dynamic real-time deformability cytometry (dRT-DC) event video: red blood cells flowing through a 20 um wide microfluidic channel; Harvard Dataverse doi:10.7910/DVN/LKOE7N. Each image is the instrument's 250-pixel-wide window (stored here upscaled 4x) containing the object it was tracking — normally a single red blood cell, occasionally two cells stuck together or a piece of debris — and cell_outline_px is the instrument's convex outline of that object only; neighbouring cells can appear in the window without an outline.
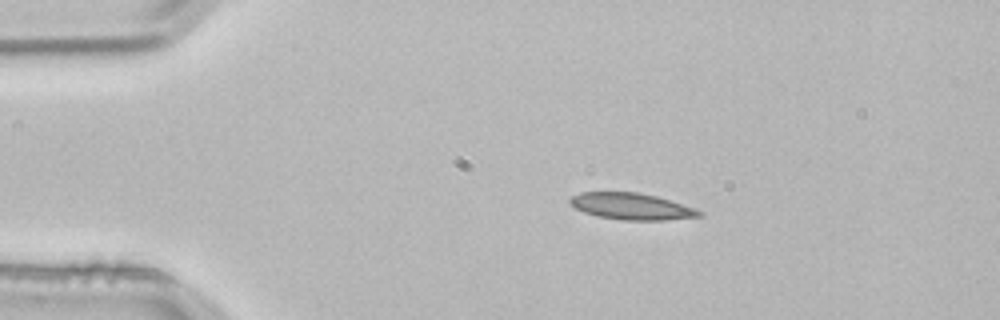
{"species": "common noctule bat (a hibernating species)", "species_latin": "Nyctalus noctula", "temperature_condition": "room temperature", "stored_images_in_passage": 2, "camera_frame_rate_fps": 3000, "um_per_image_px": 0.085, "animal": {"sex": "male", "body_mass_g": 21.5, "forearm_length_mm": 52.0}, "frame": {"image": 1, "passage_image": 1, "time_ms": 0.0, "image_size_px": [1000, 320], "cell_outline_px": [[704, 216], [664, 220], [624, 220], [600, 216], [584, 212], [576, 208], [568, 200], [572, 196], [580, 192], [636, 192], [656, 196], [696, 208], [704, 212]], "centroid_in_image_um": [53.73, 17.54], "position_along_channel_um": 31.3, "area_um2": 19.88}}